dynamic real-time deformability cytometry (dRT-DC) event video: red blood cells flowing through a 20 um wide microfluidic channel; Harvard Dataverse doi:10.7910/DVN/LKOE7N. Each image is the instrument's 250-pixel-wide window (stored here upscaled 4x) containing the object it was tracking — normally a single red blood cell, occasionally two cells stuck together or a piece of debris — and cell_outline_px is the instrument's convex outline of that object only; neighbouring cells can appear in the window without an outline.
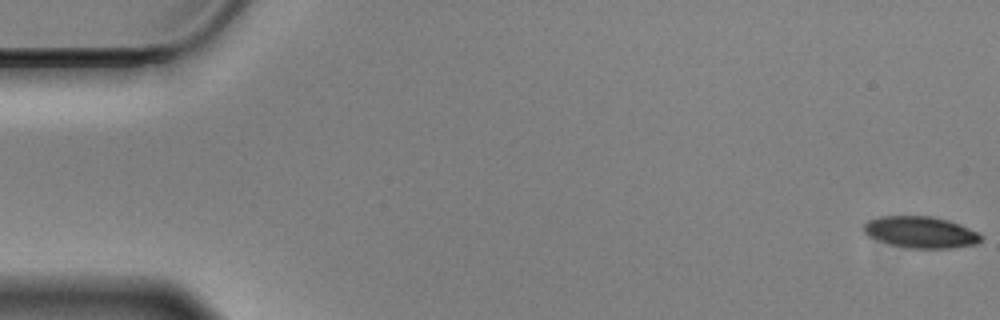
{"species": "Egyptian fruit bat (a non-hibernating species)", "species_latin": "Rousettus aegyptiacus", "temperature_condition": "cold", "stored_images_in_passage": 58, "camera_frame_rate_fps": 3000, "um_per_image_px": 0.085, "animal": {"sex": "male"}, "frame": {"image": 1, "passage_image": 1, "time_ms": 0.0, "image_size_px": [1000, 320], "cell_outline_px": [[984, 236], [976, 244], [952, 248], [908, 248], [888, 244], [868, 236], [864, 232], [864, 224], [868, 220], [880, 216], [932, 216], [948, 220], [960, 224], [980, 232]], "centroid_in_image_um": [78.28, 19.73], "position_along_channel_um": 6.7, "area_um2": 21.73}}
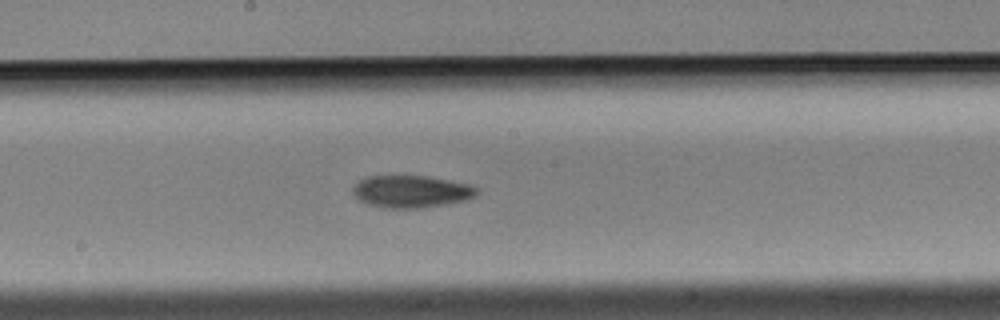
{"frame": {"image": 2, "passage_image": 31, "time_ms": 10.0, "image_size_px": [1000, 320], "cell_outline_px": [[480, 192], [476, 196], [468, 200], [444, 204], [416, 208], [388, 208], [368, 204], [360, 200], [352, 192], [352, 188], [364, 176], [428, 176], [472, 184], [480, 188]], "centroid_in_image_um": [35.03, 16.26], "position_along_channel_um": 213.2, "area_um2": 23.47}}
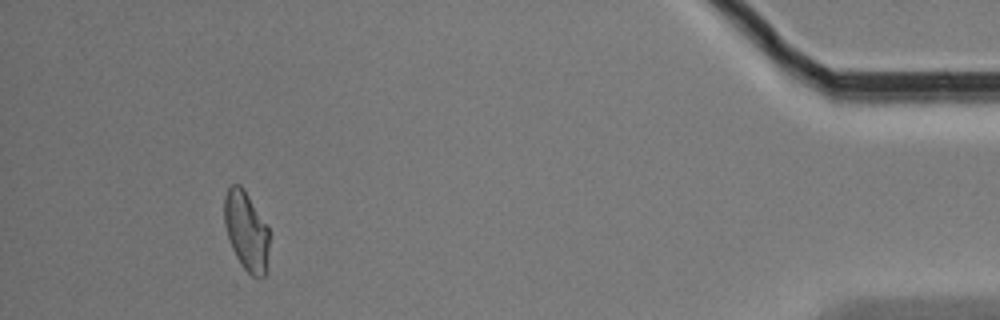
{"frame": {"image": 3, "passage_image": 54, "time_ms": 17.667, "image_size_px": [1000, 320], "cell_outline_px": [[268, 248], [264, 276], [252, 276], [244, 268], [236, 256], [228, 240], [224, 224], [224, 196], [228, 188], [232, 184], [240, 184], [244, 188], [268, 228]], "centroid_in_image_um": [20.89, 19.58], "position_along_channel_um": 414.3, "area_um2": 20.4}, "authors_computed_cell_mechanics": {"area_um2": 22.4553, "velocity_mm_per_s": 3.4736, "shape_relaxation_time_tau1_ms": 8.4377, "shape_relaxation_time_tau2_ms": 9.8626, "deformation_change_tau1": 0.1647, "deformation_change_tau2": 0.1663}}